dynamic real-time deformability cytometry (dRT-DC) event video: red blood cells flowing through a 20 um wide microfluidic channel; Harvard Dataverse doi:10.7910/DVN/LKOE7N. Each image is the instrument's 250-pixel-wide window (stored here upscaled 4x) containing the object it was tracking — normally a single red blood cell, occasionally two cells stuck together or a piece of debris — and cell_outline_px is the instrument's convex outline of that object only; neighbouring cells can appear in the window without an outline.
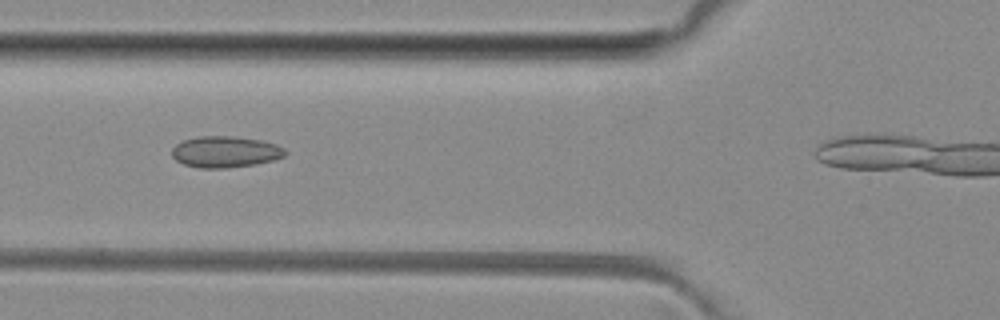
{"species": "common noctule bat (a hibernating species)", "species_latin": "Nyctalus noctula", "temperature_condition": "room temperature", "stored_images_in_passage": 4, "camera_frame_rate_fps": 3000, "um_per_image_px": 0.085, "animal": {"sex": "female", "body_mass_g": 29.2, "forearm_length_mm": 56.3}, "frame": {"image": 1, "passage_image": 3, "time_ms": 2.333, "image_size_px": [1000, 320], "cell_outline_px": [[288, 152], [284, 156], [272, 160], [256, 164], [224, 168], [200, 168], [184, 164], [176, 160], [172, 156], [172, 148], [176, 144], [184, 140], [196, 136], [232, 136], [260, 140], [276, 144], [284, 148]], "centroid_in_image_um": [19.14, 12.9], "position_along_channel_um": 106.7, "area_um2": 20.63}}